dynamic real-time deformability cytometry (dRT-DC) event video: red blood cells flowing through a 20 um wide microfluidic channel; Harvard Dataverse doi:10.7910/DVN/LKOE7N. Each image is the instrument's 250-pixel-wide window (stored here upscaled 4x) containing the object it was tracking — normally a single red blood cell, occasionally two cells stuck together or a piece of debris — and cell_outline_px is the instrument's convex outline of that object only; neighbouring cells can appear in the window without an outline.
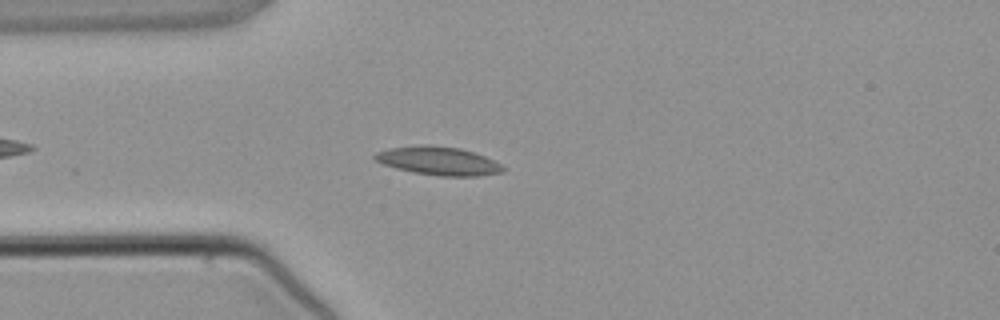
{"species": "common noctule bat (a hibernating species)", "species_latin": "Nyctalus noctula", "temperature_condition": "warm", "stored_images_in_passage": 3, "camera_frame_rate_fps": 3000, "um_per_image_px": 0.085, "animal": {"sex": "male", "body_mass_g": 21.5, "forearm_length_mm": 52.0}, "frame": {"image": 1, "passage_image": 3, "time_ms": 2.333, "image_size_px": [1000, 320], "cell_outline_px": [[504, 172], [480, 176], [440, 176], [412, 172], [396, 168], [372, 160], [372, 156], [376, 152], [392, 148], [420, 144], [432, 144], [460, 148], [484, 156], [500, 164], [504, 168]], "centroid_in_image_um": [37.23, 13.67], "position_along_channel_um": 47.8, "area_um2": 21.33}}